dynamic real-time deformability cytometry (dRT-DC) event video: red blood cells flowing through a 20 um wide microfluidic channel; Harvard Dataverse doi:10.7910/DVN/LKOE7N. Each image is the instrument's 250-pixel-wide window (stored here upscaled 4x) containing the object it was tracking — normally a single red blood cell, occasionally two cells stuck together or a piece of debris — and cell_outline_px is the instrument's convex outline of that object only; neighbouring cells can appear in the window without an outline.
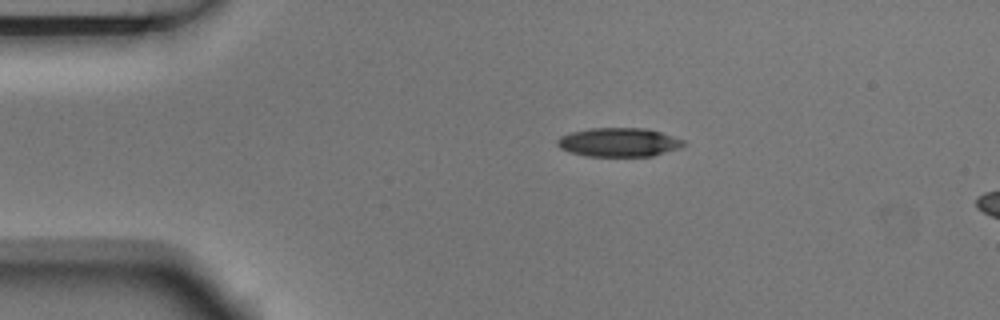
{"species": "Egyptian fruit bat (a non-hibernating species)", "species_latin": "Rousettus aegyptiacus", "temperature_condition": "room temperature", "stored_images_in_passage": 3, "camera_frame_rate_fps": 3000, "um_per_image_px": 0.085, "animal": {"sex": "male"}, "frame": {"image": 1, "passage_image": 1, "time_ms": 0.0, "image_size_px": [1000, 320], "cell_outline_px": [[688, 144], [680, 148], [652, 156], [584, 156], [568, 152], [560, 148], [556, 144], [556, 140], [560, 136], [572, 132], [592, 128], [644, 128], [660, 132], [684, 140]], "centroid_in_image_um": [52.59, 12.1], "position_along_channel_um": 32.4, "area_um2": 21.33}}